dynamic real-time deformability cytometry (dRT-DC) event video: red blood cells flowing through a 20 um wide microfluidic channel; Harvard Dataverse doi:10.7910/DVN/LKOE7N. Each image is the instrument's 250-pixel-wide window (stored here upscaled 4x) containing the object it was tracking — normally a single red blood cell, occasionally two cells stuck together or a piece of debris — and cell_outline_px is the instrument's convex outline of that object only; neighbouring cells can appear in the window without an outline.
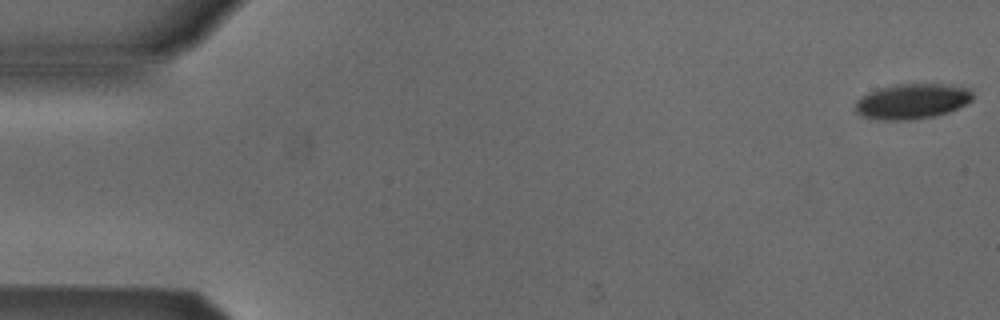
{"species": "Egyptian fruit bat (a non-hibernating species)", "species_latin": "Rousettus aegyptiacus", "temperature_condition": "cold", "stored_images_in_passage": 53, "camera_frame_rate_fps": 3000, "um_per_image_px": 0.085, "animal": {"sex": "male"}, "frame": {"image": 1, "passage_image": 1, "time_ms": 0.0, "image_size_px": [1000, 320], "cell_outline_px": [[972, 100], [948, 112], [936, 116], [912, 120], [884, 120], [860, 116], [856, 112], [856, 100], [868, 92], [880, 88], [896, 84], [944, 84], [968, 88], [972, 92]], "centroid_in_image_um": [77.5, 8.62], "position_along_channel_um": 7.5, "area_um2": 24.04}}
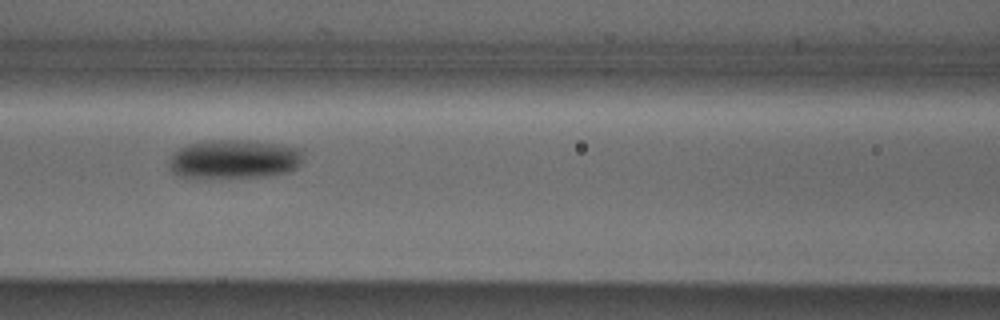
{"frame": {"image": 2, "passage_image": 23, "time_ms": 7.333, "image_size_px": [1000, 320], "cell_outline_px": [[300, 160], [296, 168], [288, 172], [264, 176], [176, 176], [168, 168], [168, 156], [172, 152], [188, 144], [212, 140], [248, 140], [300, 148]], "centroid_in_image_um": [19.81, 13.51], "position_along_channel_um": 146.8, "area_um2": 29.88}}
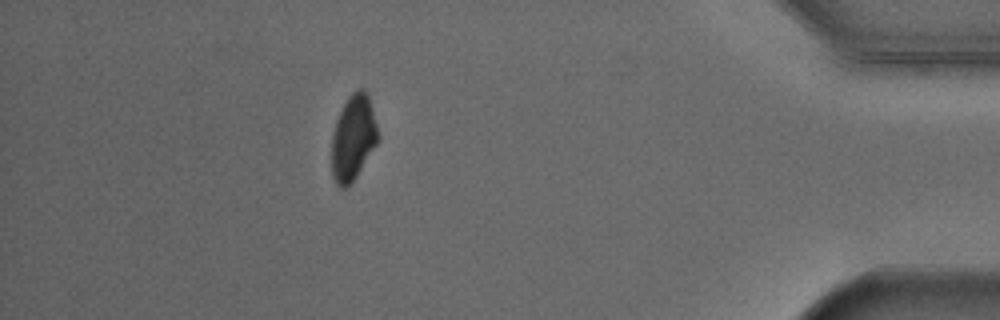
{"frame": {"image": 3, "passage_image": 47, "time_ms": 15.333, "image_size_px": [1000, 320], "cell_outline_px": [[380, 140], [356, 176], [344, 188], [340, 188], [336, 184], [332, 176], [332, 132], [336, 120], [348, 96], [352, 92], [360, 88], [364, 88], [368, 92], [380, 136]], "centroid_in_image_um": [30.04, 11.67], "position_along_channel_um": 405.2, "area_um2": 23.24}}